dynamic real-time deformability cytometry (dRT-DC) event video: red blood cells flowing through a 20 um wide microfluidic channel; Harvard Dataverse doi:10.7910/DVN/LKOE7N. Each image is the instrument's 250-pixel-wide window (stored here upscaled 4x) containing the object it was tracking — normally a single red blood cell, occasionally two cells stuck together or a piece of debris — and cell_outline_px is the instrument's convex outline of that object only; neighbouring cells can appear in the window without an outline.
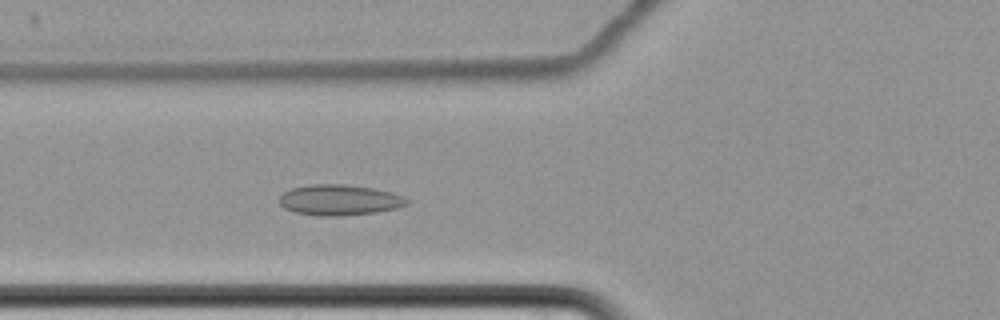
{"species": "common noctule bat (a hibernating species)", "species_latin": "Nyctalus noctula", "temperature_condition": "cold", "stored_images_in_passage": 9, "camera_frame_rate_fps": 3000, "um_per_image_px": 0.085, "animal": {"sex": "female", "body_mass_g": 22.7, "forearm_length_mm": 54.2}, "frame": {"image": 1, "passage_image": 9, "time_ms": 9.667, "image_size_px": [1000, 320], "cell_outline_px": [[408, 204], [396, 208], [376, 212], [340, 216], [320, 216], [296, 212], [284, 208], [280, 204], [280, 196], [284, 192], [292, 188], [308, 184], [344, 184], [372, 188], [392, 192], [404, 196], [408, 200]], "centroid_in_image_um": [28.85, 16.99], "position_along_channel_um": 96.9, "area_um2": 22.77}}